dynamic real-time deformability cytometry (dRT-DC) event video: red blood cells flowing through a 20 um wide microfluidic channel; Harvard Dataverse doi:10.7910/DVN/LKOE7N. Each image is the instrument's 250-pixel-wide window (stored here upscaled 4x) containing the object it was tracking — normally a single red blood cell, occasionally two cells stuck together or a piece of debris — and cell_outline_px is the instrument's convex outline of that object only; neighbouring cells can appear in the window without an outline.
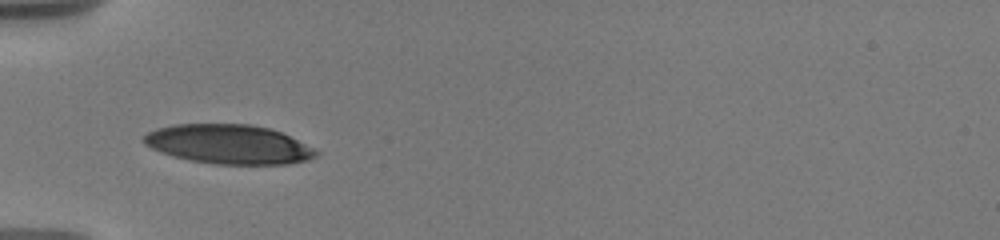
{"species": "human", "species_latin": "Homo sapiens", "temperature_condition": "warm", "stored_images_in_passage": 20, "camera_frame_rate_fps": 3000, "um_per_image_px": 0.085, "donor": {"sex": "male"}, "frame": {"image": 1, "passage_image": 1, "time_ms": 0.0, "image_size_px": [1000, 240], "cell_outline_px": [[320, 152], [316, 156], [308, 160], [288, 164], [212, 164], [192, 160], [160, 152], [144, 144], [140, 140], [148, 132], [156, 128], [172, 124], [252, 124], [272, 128]], "centroid_in_image_um": [19.41, 12.25], "position_along_channel_um": 65.6, "area_um2": 39.36}}
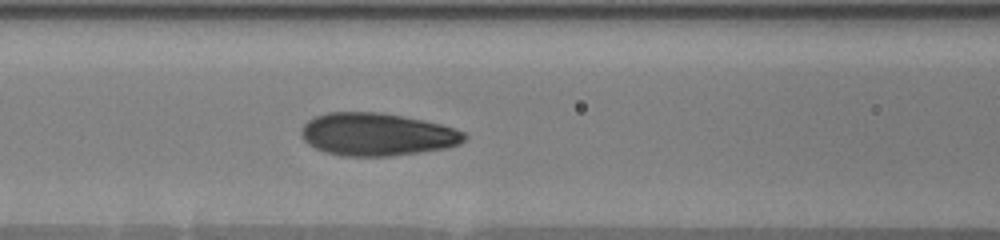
{"frame": {"image": 2, "passage_image": 12, "time_ms": 2.0, "image_size_px": [1000, 240], "cell_outline_px": [[468, 136], [460, 144], [444, 148], [388, 156], [340, 156], [324, 152], [308, 144], [304, 140], [300, 132], [300, 128], [308, 120], [316, 116], [328, 112], [380, 112], [404, 116], [424, 120], [456, 128], [464, 132]], "centroid_in_image_um": [32.02, 11.41], "position_along_channel_um": 134.6, "area_um2": 40.69}}
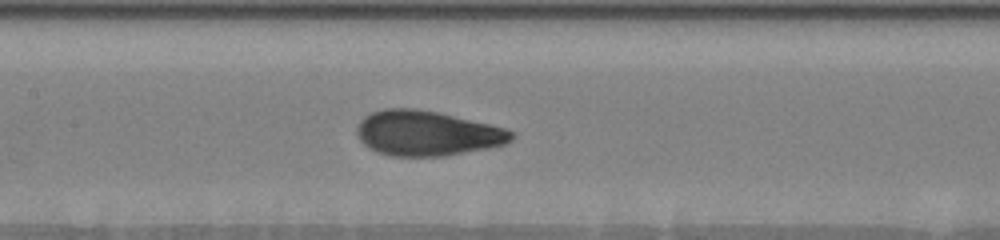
{"frame": {"image": 3, "passage_image": 18, "time_ms": 3.0, "image_size_px": [1000, 240], "cell_outline_px": [[516, 136], [512, 140], [504, 144], [488, 148], [444, 156], [392, 156], [380, 152], [364, 144], [360, 140], [356, 132], [356, 128], [360, 120], [364, 116], [372, 112], [384, 108], [416, 108], [436, 112], [492, 124], [516, 132]], "centroid_in_image_um": [36.32, 11.32], "position_along_channel_um": 171.1, "area_um2": 40.58}}